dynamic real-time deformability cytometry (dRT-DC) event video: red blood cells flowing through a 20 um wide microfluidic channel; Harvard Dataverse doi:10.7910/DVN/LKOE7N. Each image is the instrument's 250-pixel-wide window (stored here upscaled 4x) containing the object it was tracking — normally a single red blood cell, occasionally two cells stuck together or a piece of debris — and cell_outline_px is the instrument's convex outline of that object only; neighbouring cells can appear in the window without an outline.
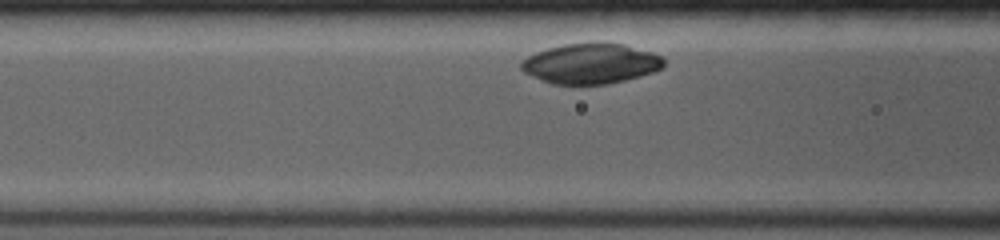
{"species": "common noctule bat (a hibernating species)", "species_latin": "Nyctalus noctula", "temperature_condition": "room temperature", "stored_images_in_passage": 18, "camera_frame_rate_fps": 4000, "um_per_image_px": 0.085, "animal": {"sex": "female", "body_mass_g": 19.0, "forearm_length_mm": 53.3}, "frame": {"image": 1, "passage_image": 7, "time_ms": 1.5, "image_size_px": [1000, 240], "cell_outline_px": [[664, 68], [640, 76], [608, 84], [552, 84], [532, 76], [524, 72], [520, 68], [520, 64], [528, 56], [536, 52], [548, 48], [564, 44], [624, 44], [652, 52], [660, 56], [664, 60]], "centroid_in_image_um": [50.22, 5.42], "position_along_channel_um": 116.4, "area_um2": 33.0}}
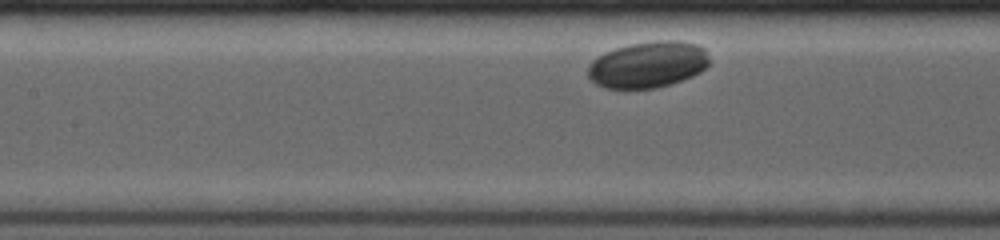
{"frame": {"image": 2, "passage_image": 11, "time_ms": 2.5, "image_size_px": [1000, 240], "cell_outline_px": [[708, 64], [700, 72], [692, 76], [672, 84], [656, 88], [604, 88], [596, 84], [588, 76], [588, 64], [592, 60], [616, 48], [628, 44], [656, 40], [676, 40], [696, 44], [704, 48], [708, 60]], "centroid_in_image_um": [55.07, 5.49], "position_along_channel_um": 152.3, "area_um2": 32.66}}